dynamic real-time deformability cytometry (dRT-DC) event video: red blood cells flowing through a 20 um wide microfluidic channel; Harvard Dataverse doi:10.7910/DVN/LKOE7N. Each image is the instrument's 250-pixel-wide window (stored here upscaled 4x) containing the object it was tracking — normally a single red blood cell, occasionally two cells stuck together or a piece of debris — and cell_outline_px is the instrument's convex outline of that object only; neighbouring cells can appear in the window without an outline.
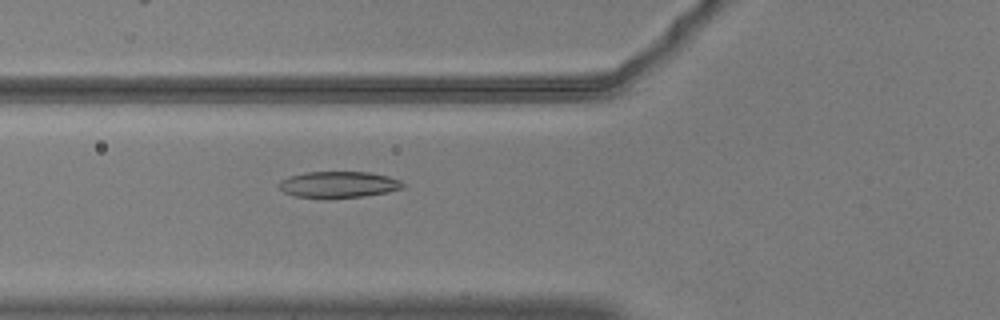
{"species": "common noctule bat (a hibernating species)", "species_latin": "Nyctalus noctula", "temperature_condition": "warm", "stored_images_in_passage": 39, "camera_frame_rate_fps": 3000, "um_per_image_px": 0.085, "animal": {"sex": "male", "body_mass_g": 20.5, "forearm_length_mm": 52.5}, "frame": {"image": 1, "passage_image": 4, "time_ms": 1.0, "image_size_px": [1000, 320], "cell_outline_px": [[404, 188], [388, 192], [364, 196], [296, 196], [284, 192], [276, 188], [276, 184], [280, 180], [288, 176], [308, 172], [368, 172], [388, 176], [400, 180], [404, 184]], "centroid_in_image_um": [28.76, 15.65], "position_along_channel_um": 97.0, "area_um2": 18.61}}
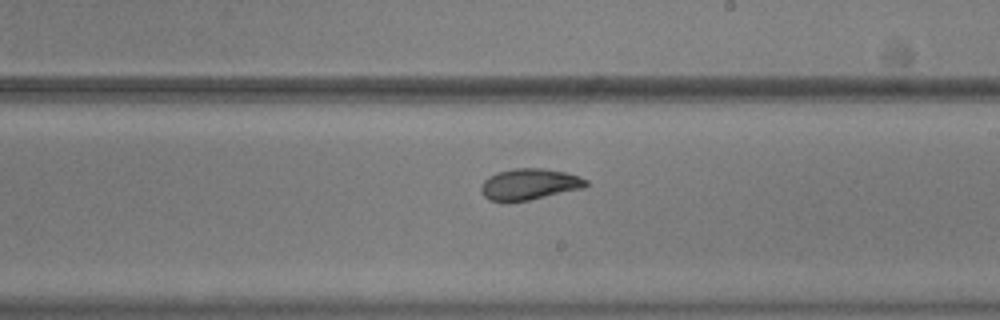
{"frame": {"image": 2, "passage_image": 16, "time_ms": 5.0, "image_size_px": [1000, 320], "cell_outline_px": [[588, 184], [584, 188], [528, 200], [488, 200], [484, 196], [480, 188], [484, 180], [488, 176], [496, 172], [516, 168], [544, 168], [564, 172], [580, 176], [588, 180]], "centroid_in_image_um": [45.02, 15.63], "position_along_channel_um": 244.0, "area_um2": 18.9}}
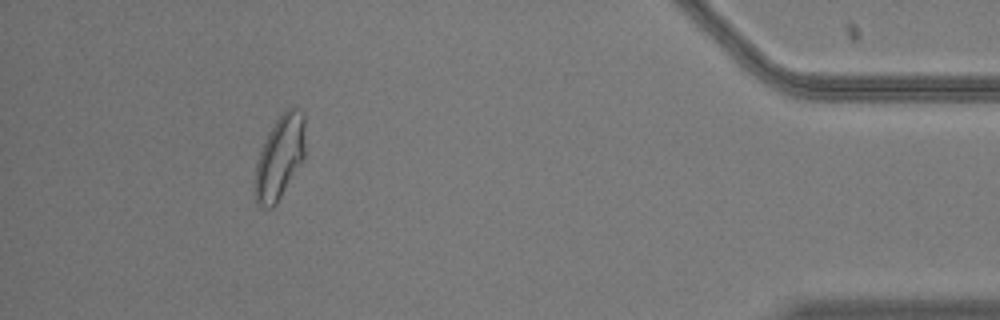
{"frame": {"image": 3, "passage_image": 34, "time_ms": 11.0, "image_size_px": [1000, 320], "cell_outline_px": [[304, 156], [276, 204], [272, 208], [264, 208], [256, 200], [256, 164], [264, 140], [268, 132], [284, 108], [292, 104], [304, 112]], "centroid_in_image_um": [23.8, 13.26], "position_along_channel_um": 411.4, "area_um2": 24.1}, "authors_computed_cell_mechanics": {"area_um2": 19.1318, "velocity_mm_per_s": 3.6613, "shape_relaxation_time_tau1_ms": 4.249, "shape_relaxation_time_tau2_ms": 1.5082, "deformation_change_tau1": 0.1565, "deformation_change_tau2": 0.0783}}